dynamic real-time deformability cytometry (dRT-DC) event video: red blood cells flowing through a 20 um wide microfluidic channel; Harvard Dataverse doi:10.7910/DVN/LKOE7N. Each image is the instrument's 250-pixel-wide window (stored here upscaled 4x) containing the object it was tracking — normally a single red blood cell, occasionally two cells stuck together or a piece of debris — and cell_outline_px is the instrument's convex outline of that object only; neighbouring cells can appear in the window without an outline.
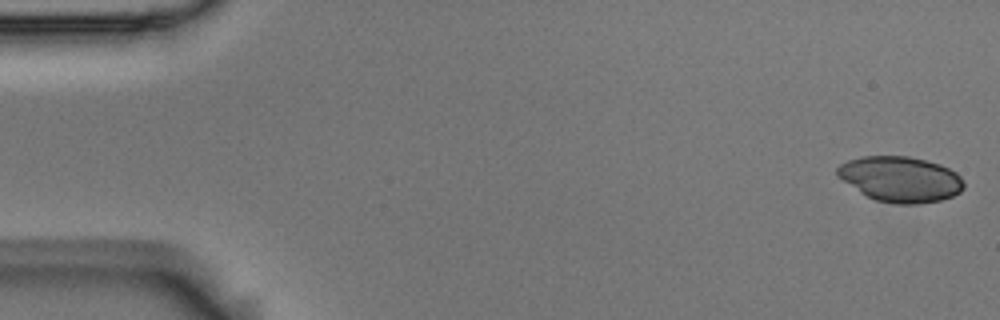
{"species": "Egyptian fruit bat (a non-hibernating species)", "species_latin": "Rousettus aegyptiacus", "temperature_condition": "room temperature", "stored_images_in_passage": 54, "camera_frame_rate_fps": 3000, "um_per_image_px": 0.085, "animal": {"sex": "male"}, "frame": {"image": 1, "passage_image": 1, "time_ms": 0.0, "image_size_px": [1000, 320], "cell_outline_px": [[964, 188], [960, 192], [952, 196], [940, 200], [916, 204], [896, 204], [876, 200], [860, 192], [844, 180], [836, 172], [836, 168], [840, 164], [848, 160], [864, 156], [908, 156], [940, 164], [956, 172], [960, 176], [964, 184]], "centroid_in_image_um": [76.56, 15.22], "position_along_channel_um": 8.4, "area_um2": 33.23}}
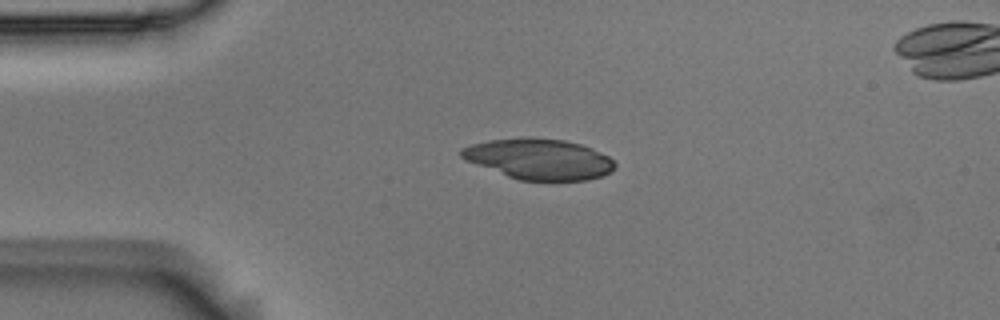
{"frame": {"image": 2, "passage_image": 12, "time_ms": 3.667, "image_size_px": [1000, 320], "cell_outline_px": [[616, 168], [604, 176], [588, 180], [520, 180], [508, 176], [464, 160], [460, 156], [460, 148], [472, 144], [488, 140], [528, 136], [564, 140], [580, 144], [592, 148], [608, 156], [616, 164]], "centroid_in_image_um": [45.82, 13.51], "position_along_channel_um": 39.2, "area_um2": 36.59}}